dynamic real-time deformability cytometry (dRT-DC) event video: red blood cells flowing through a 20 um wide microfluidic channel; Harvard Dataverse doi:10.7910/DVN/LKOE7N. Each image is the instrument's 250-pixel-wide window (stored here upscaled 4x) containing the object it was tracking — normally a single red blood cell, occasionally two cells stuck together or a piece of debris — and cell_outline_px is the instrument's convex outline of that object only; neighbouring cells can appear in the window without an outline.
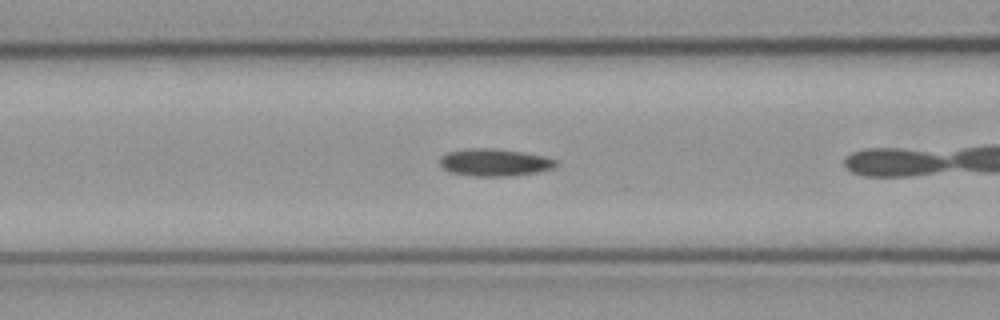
{"species": "common noctule bat (a hibernating species)", "species_latin": "Nyctalus noctula", "temperature_condition": "cold", "stored_images_in_passage": 21, "camera_frame_rate_fps": 3000, "um_per_image_px": 0.085, "animal": {"sex": "male", "body_mass_g": 23.1, "forearm_length_mm": 52.7}, "frame": {"image": 1, "passage_image": 6, "time_ms": 1.667, "image_size_px": [1000, 320], "cell_outline_px": [[560, 164], [556, 168], [536, 172], [504, 176], [476, 176], [452, 172], [444, 168], [440, 164], [440, 156], [448, 152], [468, 148], [492, 148], [520, 152], [544, 156], [556, 160]], "centroid_in_image_um": [42.06, 13.8], "position_along_channel_um": 124.5, "area_um2": 18.32}}
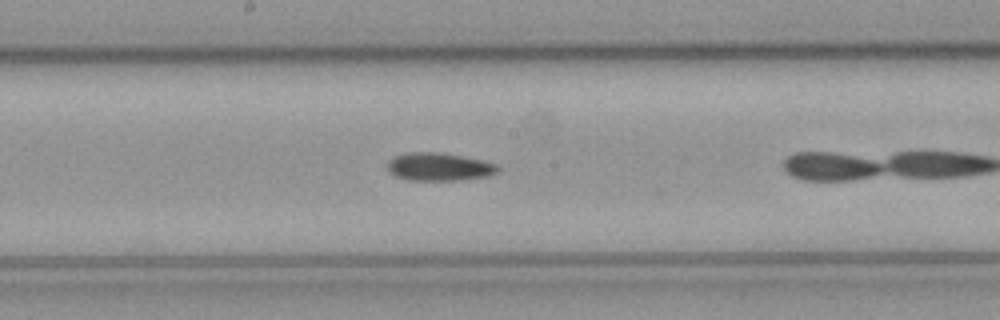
{"frame": {"image": 2, "passage_image": 13, "time_ms": 4.0, "image_size_px": [1000, 320], "cell_outline_px": [[500, 172], [488, 176], [460, 180], [408, 180], [396, 176], [388, 172], [388, 160], [396, 156], [408, 152], [436, 152], [460, 156], [480, 160], [496, 164], [500, 168]], "centroid_in_image_um": [37.32, 14.19], "position_along_channel_um": 210.9, "area_um2": 17.92}}
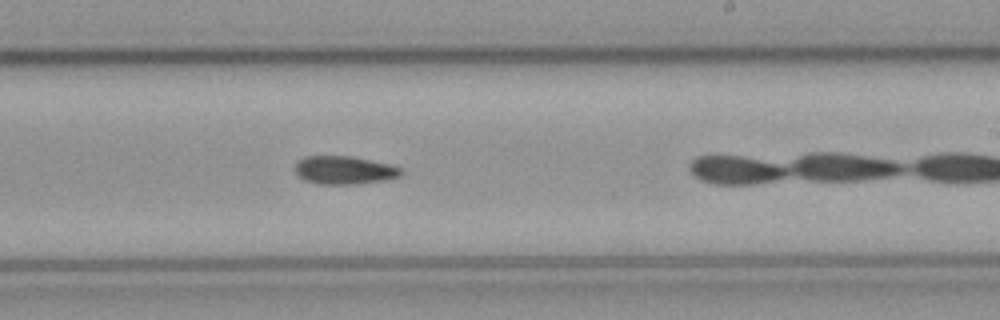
{"frame": {"image": 3, "passage_image": 17, "time_ms": 5.333, "image_size_px": [1000, 320], "cell_outline_px": [[404, 172], [400, 176], [384, 180], [356, 184], [320, 184], [304, 180], [296, 172], [296, 164], [304, 156], [352, 156], [388, 164], [404, 168]], "centroid_in_image_um": [29.3, 14.46], "position_along_channel_um": 259.7, "area_um2": 17.34}}